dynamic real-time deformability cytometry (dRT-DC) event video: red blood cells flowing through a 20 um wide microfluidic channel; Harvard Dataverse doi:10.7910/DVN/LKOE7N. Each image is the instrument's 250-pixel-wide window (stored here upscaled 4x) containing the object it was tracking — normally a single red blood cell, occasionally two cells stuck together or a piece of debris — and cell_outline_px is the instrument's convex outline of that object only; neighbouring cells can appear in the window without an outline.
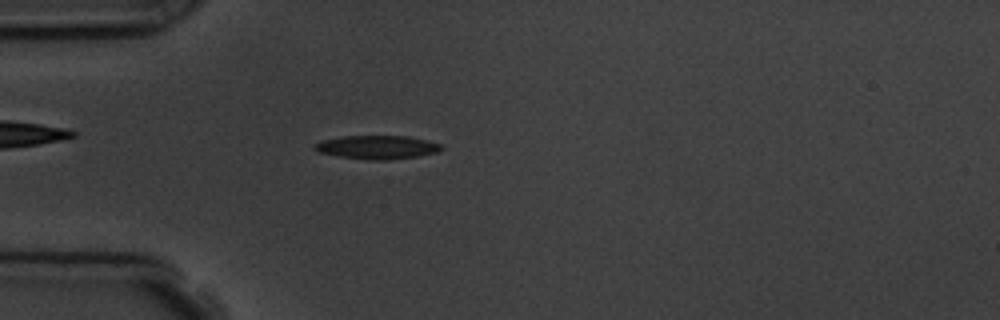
{"species": "common noctule bat (a hibernating species)", "species_latin": "Nyctalus noctula", "temperature_condition": "room temperature", "stored_images_in_passage": 4, "camera_frame_rate_fps": 3000, "um_per_image_px": 0.085, "animal": {"sex": "male", "body_mass_g": 19.5, "forearm_length_mm": 54.6}, "frame": {"image": 1, "passage_image": 4, "time_ms": 3.333, "image_size_px": [1000, 320], "cell_outline_px": [[444, 148], [440, 152], [416, 156], [388, 160], [372, 160], [340, 156], [320, 152], [312, 148], [312, 144], [320, 140], [340, 136], [408, 136], [428, 140], [440, 144]], "centroid_in_image_um": [32.05, 12.5], "position_along_channel_um": 52.9, "area_um2": 17.51}}